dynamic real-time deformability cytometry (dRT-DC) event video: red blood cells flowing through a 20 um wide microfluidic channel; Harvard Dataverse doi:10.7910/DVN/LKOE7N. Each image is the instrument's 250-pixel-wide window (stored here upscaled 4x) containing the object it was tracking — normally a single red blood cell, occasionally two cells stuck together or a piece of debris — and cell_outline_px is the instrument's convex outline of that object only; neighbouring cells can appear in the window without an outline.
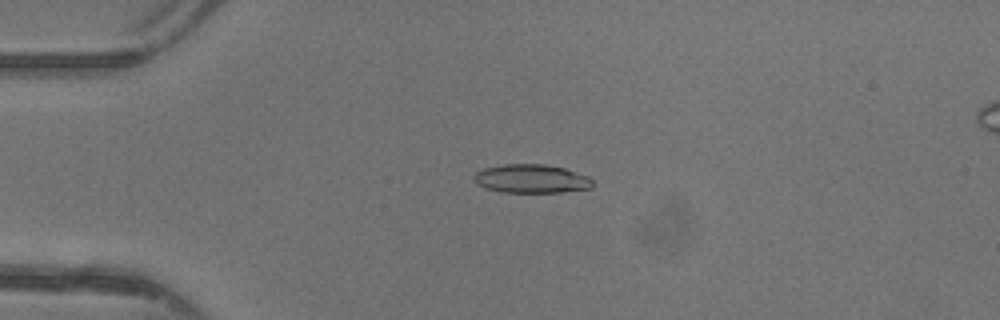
{"species": "common noctule bat (a hibernating species)", "species_latin": "Nyctalus noctula", "temperature_condition": "warm", "stored_images_in_passage": 48, "camera_frame_rate_fps": 3000, "um_per_image_px": 0.085, "animal": {"sex": "female"}, "frame": {"image": 1, "passage_image": 12, "time_ms": 3.667, "image_size_px": [1000, 320], "cell_outline_px": [[592, 188], [560, 192], [500, 192], [484, 188], [476, 184], [472, 176], [476, 172], [484, 168], [504, 164], [544, 164], [564, 168], [588, 176], [592, 180]], "centroid_in_image_um": [45.12, 15.19], "position_along_channel_um": 39.9, "area_um2": 19.88}}
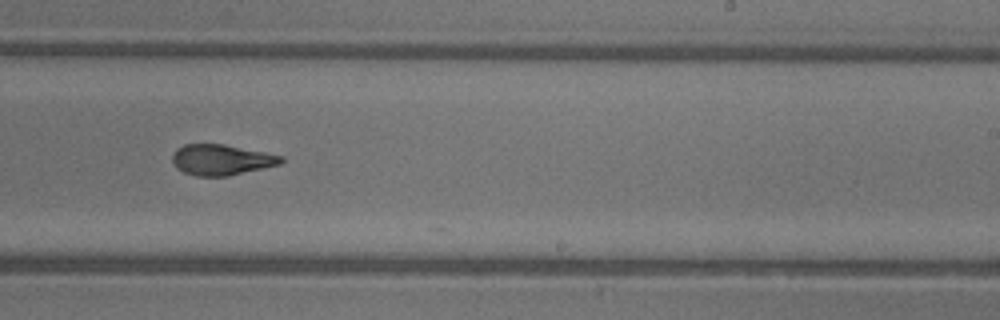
{"frame": {"image": 2, "passage_image": 30, "time_ms": 9.667, "image_size_px": [1000, 320], "cell_outline_px": [[284, 160], [280, 164], [228, 176], [196, 176], [184, 172], [176, 168], [172, 160], [172, 156], [176, 148], [184, 144], [224, 144], [284, 156]], "centroid_in_image_um": [18.8, 13.58], "position_along_channel_um": 270.2, "area_um2": 19.42}}
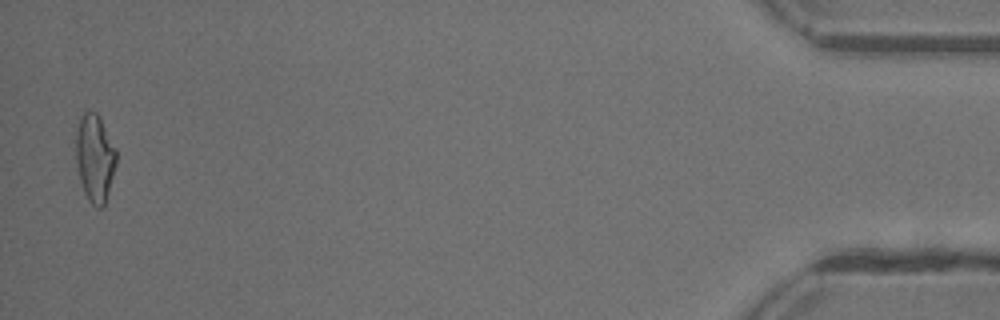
{"frame": {"image": 3, "passage_image": 47, "time_ms": 15.333, "image_size_px": [1000, 320], "cell_outline_px": [[116, 164], [104, 208], [96, 208], [88, 200], [84, 192], [80, 180], [76, 164], [76, 132], [80, 116], [88, 108], [96, 112], [100, 116], [116, 148]], "centroid_in_image_um": [8.06, 13.4], "position_along_channel_um": 427.1, "area_um2": 20.98}, "authors_computed_cell_mechanics": {"area_um2": 20.1433, "velocity_mm_per_s": 4.3904, "shape_relaxation_time_tau1_ms": 4.8312, "shape_relaxation_time_tau2_ms": 1.39, "deformation_change_tau1": 0.1921, "deformation_change_tau2": 0.1016}}